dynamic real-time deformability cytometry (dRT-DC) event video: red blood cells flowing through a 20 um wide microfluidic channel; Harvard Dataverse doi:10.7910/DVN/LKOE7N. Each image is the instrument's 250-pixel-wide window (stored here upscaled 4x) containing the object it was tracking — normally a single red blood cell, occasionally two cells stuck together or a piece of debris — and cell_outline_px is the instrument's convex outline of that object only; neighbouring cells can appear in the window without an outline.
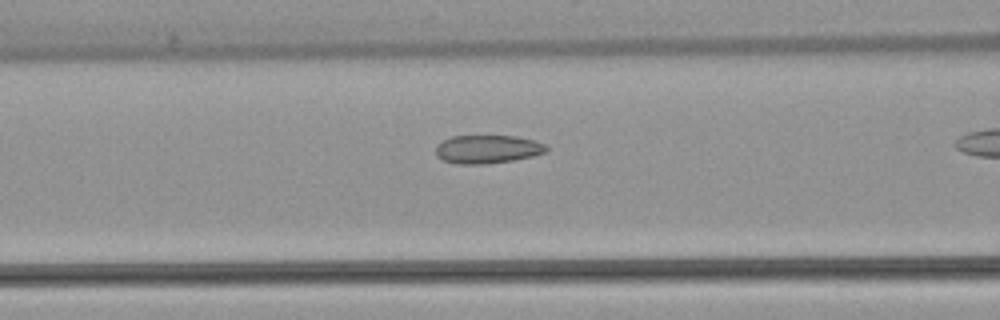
{"species": "common noctule bat (a hibernating species)", "species_latin": "Nyctalus noctula", "temperature_condition": "warm", "stored_images_in_passage": 25, "camera_frame_rate_fps": 3000, "um_per_image_px": 0.085, "animal": {"sex": "female", "body_mass_g": 22.7, "forearm_length_mm": 54.2}, "frame": {"image": 1, "passage_image": 11, "time_ms": 3.333, "image_size_px": [1000, 320], "cell_outline_px": [[548, 148], [544, 152], [532, 156], [512, 160], [484, 164], [460, 164], [444, 160], [436, 156], [436, 144], [452, 136], [516, 136], [536, 140], [544, 144]], "centroid_in_image_um": [41.42, 12.67], "position_along_channel_um": 125.2, "area_um2": 18.15}}